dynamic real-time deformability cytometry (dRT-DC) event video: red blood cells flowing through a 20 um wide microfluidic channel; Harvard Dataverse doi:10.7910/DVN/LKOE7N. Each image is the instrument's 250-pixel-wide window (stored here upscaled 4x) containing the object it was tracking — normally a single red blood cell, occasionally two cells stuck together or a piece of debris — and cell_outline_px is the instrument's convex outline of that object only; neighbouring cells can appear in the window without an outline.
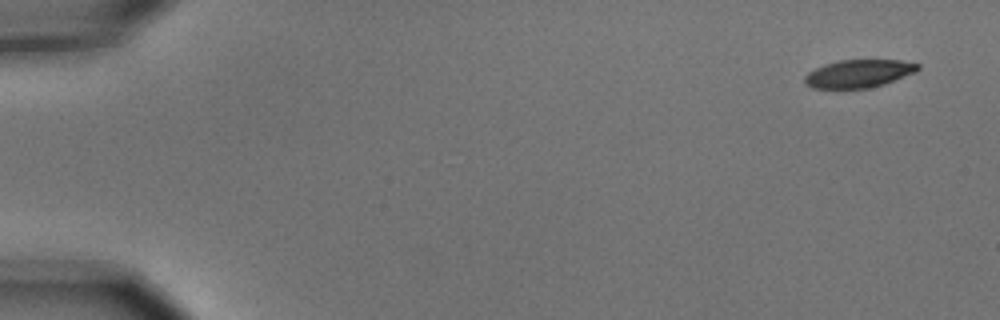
{"species": "common noctule bat (a hibernating species)", "species_latin": "Nyctalus noctula", "temperature_condition": "cold", "stored_images_in_passage": 4, "camera_frame_rate_fps": 3000, "um_per_image_px": 0.085, "animal": {"sex": "male", "body_mass_g": 15.6}, "frame": {"image": 1, "passage_image": 1, "time_ms": 0.0, "image_size_px": [1000, 320], "cell_outline_px": [[920, 68], [916, 72], [884, 84], [868, 88], [812, 88], [804, 84], [804, 76], [808, 72], [824, 64], [840, 60], [900, 60], [920, 64]], "centroid_in_image_um": [72.98, 6.25], "position_along_channel_um": 12.0, "area_um2": 18.44}}
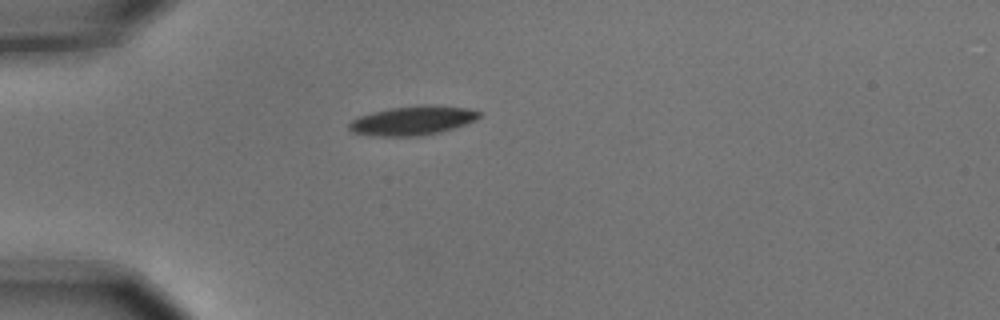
{"frame": {"image": 2, "passage_image": 4, "time_ms": 1.0, "image_size_px": [1000, 320], "cell_outline_px": [[480, 116], [476, 120], [440, 132], [420, 136], [380, 136], [352, 132], [348, 128], [348, 124], [352, 120], [360, 116], [372, 112], [388, 108], [420, 104], [432, 104], [468, 108], [480, 112]], "centroid_in_image_um": [35.07, 10.23], "position_along_channel_um": 49.9, "area_um2": 22.14}}